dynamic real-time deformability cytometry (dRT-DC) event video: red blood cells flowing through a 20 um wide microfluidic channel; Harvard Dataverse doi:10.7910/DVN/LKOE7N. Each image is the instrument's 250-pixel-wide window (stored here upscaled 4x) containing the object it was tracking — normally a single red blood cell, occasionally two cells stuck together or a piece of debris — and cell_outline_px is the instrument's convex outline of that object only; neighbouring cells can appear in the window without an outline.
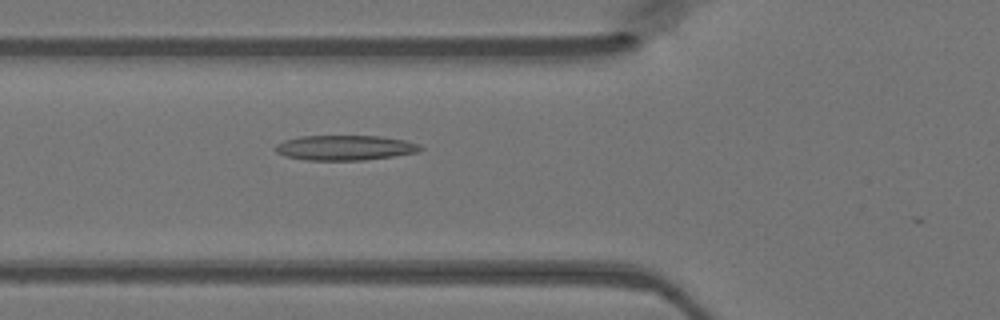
{"species": "Egyptian fruit bat (a non-hibernating species)", "species_latin": "Rousettus aegyptiacus", "temperature_condition": "warm", "stored_images_in_passage": 41, "camera_frame_rate_fps": 3000, "um_per_image_px": 0.085, "animal": {"sex": "female"}, "frame": {"image": 1, "passage_image": 17, "time_ms": 5.333, "image_size_px": [1000, 320], "cell_outline_px": [[424, 148], [416, 152], [392, 156], [364, 160], [308, 160], [288, 156], [276, 152], [272, 148], [276, 144], [284, 140], [300, 136], [380, 136], [404, 140], [420, 144]], "centroid_in_image_um": [29.3, 12.55], "position_along_channel_um": 96.5, "area_um2": 21.04}}
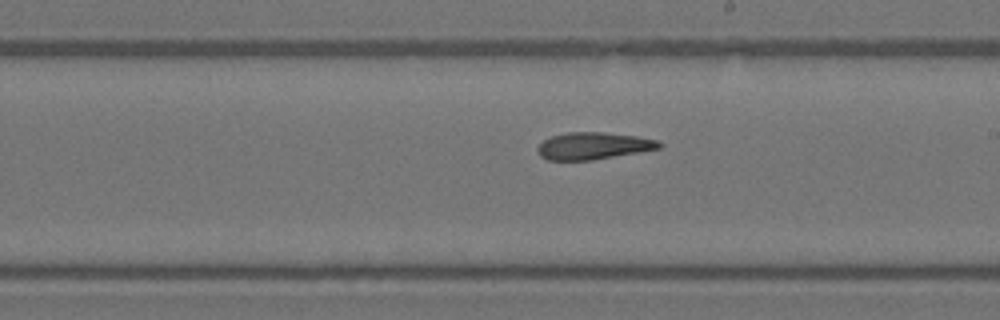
{"frame": {"image": 2, "passage_image": 27, "time_ms": 8.667, "image_size_px": [1000, 320], "cell_outline_px": [[664, 144], [660, 148], [592, 160], [548, 160], [540, 156], [536, 148], [544, 140], [552, 136], [568, 132], [604, 132], [636, 136], [660, 140]], "centroid_in_image_um": [50.44, 12.39], "position_along_channel_um": 238.6, "area_um2": 19.13}}
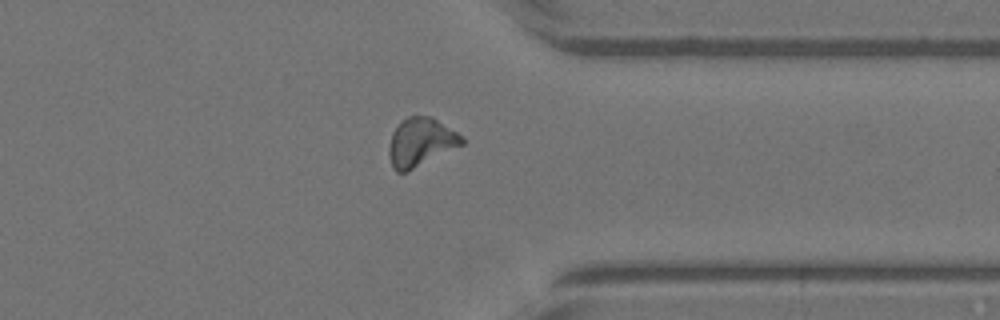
{"frame": {"image": 3, "passage_image": 37, "time_ms": 12.0, "image_size_px": [1000, 320], "cell_outline_px": [[464, 144], [408, 172], [396, 172], [392, 168], [388, 156], [388, 148], [392, 132], [408, 116], [432, 116], [464, 136]], "centroid_in_image_um": [35.77, 12.11], "position_along_channel_um": 375.6, "area_um2": 20.81}}